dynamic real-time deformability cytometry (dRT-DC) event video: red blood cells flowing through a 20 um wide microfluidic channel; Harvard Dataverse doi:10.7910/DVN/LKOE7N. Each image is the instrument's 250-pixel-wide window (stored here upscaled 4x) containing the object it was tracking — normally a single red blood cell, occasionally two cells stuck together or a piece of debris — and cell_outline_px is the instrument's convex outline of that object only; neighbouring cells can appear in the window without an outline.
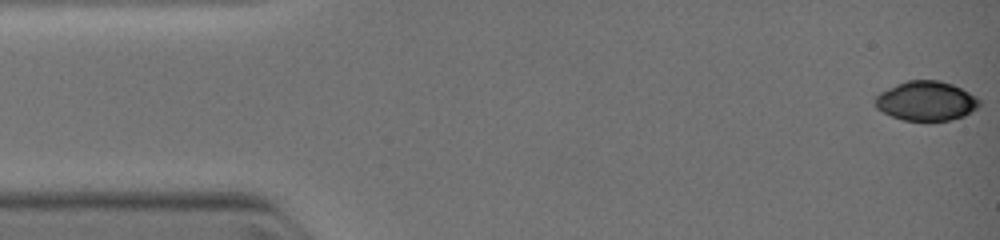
{"species": "common noctule bat (a hibernating species)", "species_latin": "Nyctalus noctula", "temperature_condition": "warm", "stored_images_in_passage": 6, "camera_frame_rate_fps": 3000, "um_per_image_px": 0.085, "animal": {"sex": "female", "body_mass_g": 19.0, "forearm_length_mm": 51.5}, "frame": {"image": 1, "passage_image": 1, "time_ms": 0.0, "image_size_px": [1000, 240], "cell_outline_px": [[980, 104], [976, 108], [964, 116], [948, 120], [904, 120], [892, 116], [876, 108], [876, 96], [880, 92], [896, 84], [908, 80], [940, 80], [952, 84], [976, 96], [980, 100]], "centroid_in_image_um": [78.73, 8.57], "position_along_channel_um": 6.3, "area_um2": 23.7}}
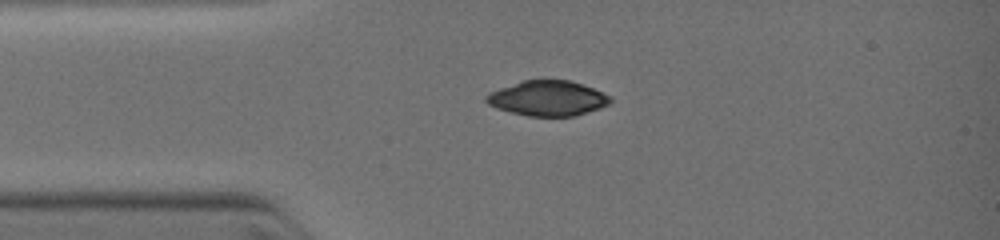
{"frame": {"image": 2, "passage_image": 5, "time_ms": 2.667, "image_size_px": [1000, 240], "cell_outline_px": [[612, 100], [608, 104], [600, 108], [576, 116], [528, 116], [496, 108], [488, 104], [484, 100], [484, 96], [488, 92], [524, 80], [544, 76], [572, 80], [612, 96]], "centroid_in_image_um": [46.55, 8.31], "position_along_channel_um": 38.5, "area_um2": 26.13}}